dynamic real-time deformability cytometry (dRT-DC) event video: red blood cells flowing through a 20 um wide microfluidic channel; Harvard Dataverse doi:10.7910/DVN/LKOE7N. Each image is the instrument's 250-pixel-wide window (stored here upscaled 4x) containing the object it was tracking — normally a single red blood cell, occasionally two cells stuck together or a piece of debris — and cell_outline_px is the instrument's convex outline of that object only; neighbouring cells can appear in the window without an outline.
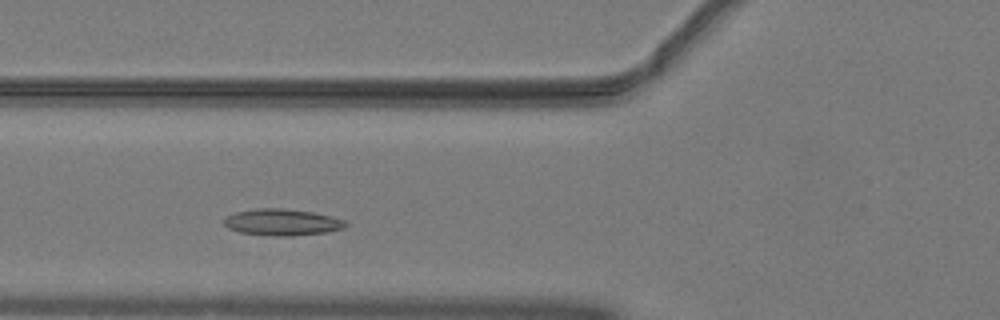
{"species": "common noctule bat (a hibernating species)", "species_latin": "Nyctalus noctula", "temperature_condition": "warm", "stored_images_in_passage": 41, "camera_frame_rate_fps": 3000, "um_per_image_px": 0.085, "animal": {"sex": "male", "body_mass_g": 19.2, "forearm_length_mm": 51.8}, "frame": {"image": 1, "passage_image": 8, "time_ms": 2.333, "image_size_px": [1000, 320], "cell_outline_px": [[348, 224], [344, 228], [328, 232], [292, 236], [268, 236], [240, 232], [228, 228], [224, 224], [224, 216], [236, 212], [260, 208], [280, 208], [312, 212], [332, 216], [344, 220]], "centroid_in_image_um": [23.98, 18.9], "position_along_channel_um": 101.8, "area_um2": 18.9}}
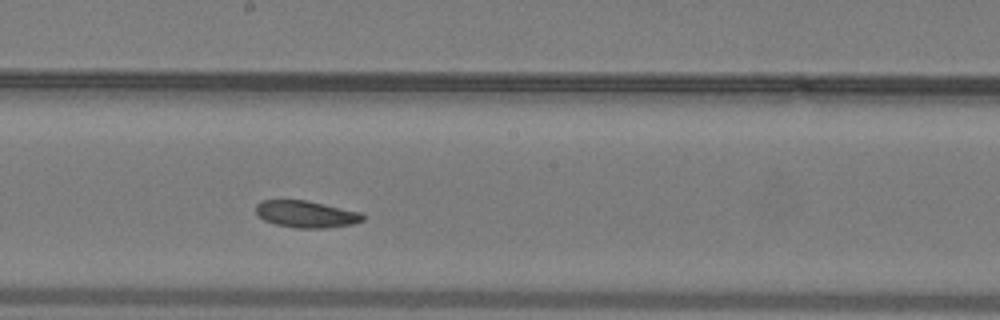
{"frame": {"image": 2, "passage_image": 17, "time_ms": 5.333, "image_size_px": [1000, 320], "cell_outline_px": [[364, 220], [352, 224], [324, 228], [296, 228], [276, 224], [264, 220], [256, 212], [256, 204], [260, 200], [304, 200], [360, 212], [364, 216]], "centroid_in_image_um": [26.0, 18.2], "position_along_channel_um": 222.2, "area_um2": 16.53}}
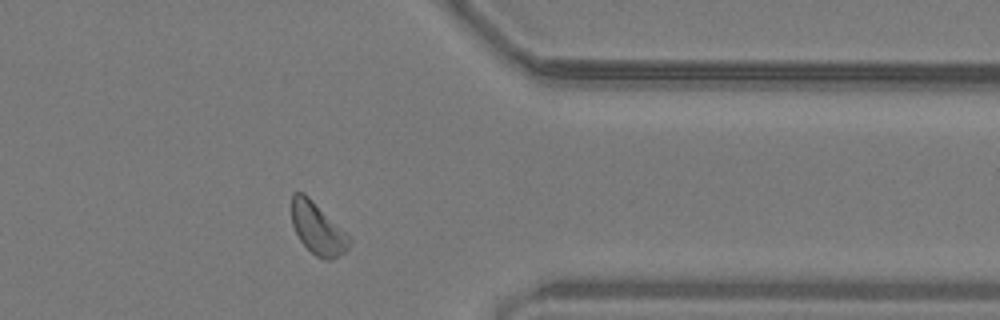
{"frame": {"image": 3, "passage_image": 30, "time_ms": 9.667, "image_size_px": [1000, 320], "cell_outline_px": [[352, 244], [344, 252], [332, 260], [324, 260], [316, 256], [300, 240], [292, 224], [292, 192], [304, 192], [352, 240]], "centroid_in_image_um": [26.99, 19.44], "position_along_channel_um": 384.4, "area_um2": 16.99}, "authors_computed_cell_mechanics": {"area_um2": 17.5134, "velocity_mm_per_s": 4.0038, "shape_relaxation_time_tau1_ms": 10.8054, "shape_relaxation_time_tau2_ms": 3.8063, "deformation_change_tau1": 0.1724, "deformation_change_tau2": 0.0818}}